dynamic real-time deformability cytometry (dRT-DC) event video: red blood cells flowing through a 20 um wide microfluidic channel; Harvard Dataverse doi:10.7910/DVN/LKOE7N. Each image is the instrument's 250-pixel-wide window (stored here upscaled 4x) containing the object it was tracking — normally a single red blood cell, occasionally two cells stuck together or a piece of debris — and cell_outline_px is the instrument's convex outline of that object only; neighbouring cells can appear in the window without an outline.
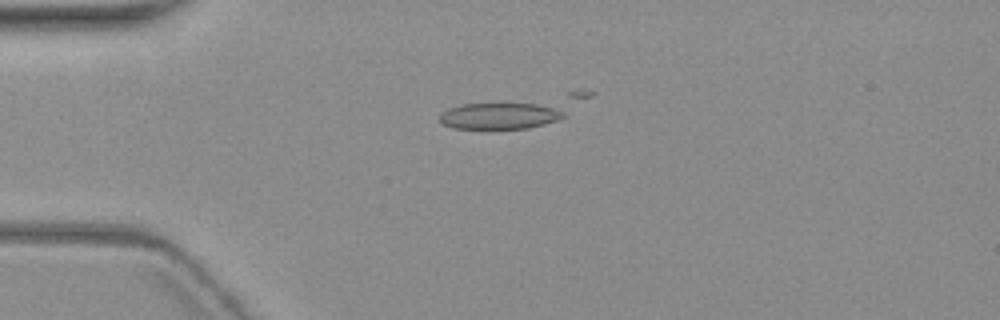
{"species": "common noctule bat (a hibernating species)", "species_latin": "Nyctalus noctula", "temperature_condition": "warm", "stored_images_in_passage": 6, "camera_frame_rate_fps": 3000, "um_per_image_px": 0.085, "animal": {"sex": "female", "body_mass_g": 19.3, "forearm_length_mm": 54.1}, "frame": {"image": 1, "passage_image": 4, "time_ms": 4.667, "image_size_px": [1000, 320], "cell_outline_px": [[564, 116], [556, 120], [528, 128], [452, 128], [444, 124], [440, 120], [440, 112], [448, 108], [460, 104], [536, 104], [564, 108]], "centroid_in_image_um": [42.47, 9.84], "position_along_channel_um": 42.5, "area_um2": 18.9}}